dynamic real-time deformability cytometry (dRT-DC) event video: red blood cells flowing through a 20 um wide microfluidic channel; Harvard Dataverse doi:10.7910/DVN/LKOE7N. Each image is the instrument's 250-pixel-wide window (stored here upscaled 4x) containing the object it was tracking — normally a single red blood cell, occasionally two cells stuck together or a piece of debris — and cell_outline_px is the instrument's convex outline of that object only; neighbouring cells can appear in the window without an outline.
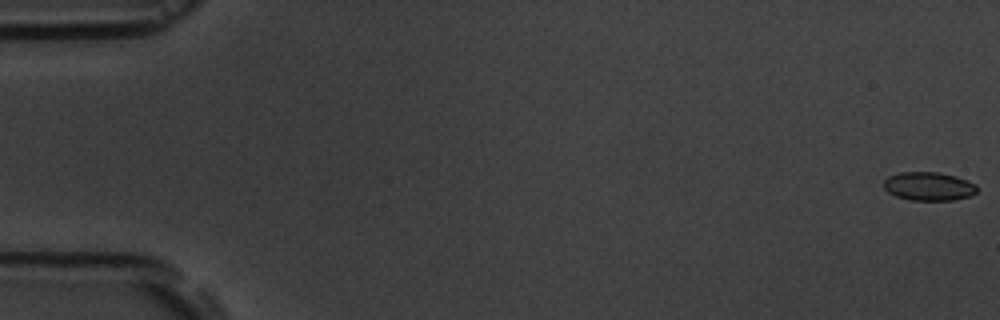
{"species": "common noctule bat (a hibernating species)", "species_latin": "Nyctalus noctula", "temperature_condition": "room temperature", "stored_images_in_passage": 6, "camera_frame_rate_fps": 3000, "um_per_image_px": 0.085, "animal": {"sex": "male", "body_mass_g": 19.5, "forearm_length_mm": 54.6}, "frame": {"image": 1, "passage_image": 1, "time_ms": 0.0, "image_size_px": [1000, 320], "cell_outline_px": [[976, 192], [972, 196], [952, 200], [908, 200], [896, 196], [888, 192], [884, 188], [884, 180], [888, 176], [900, 172], [940, 172], [956, 176], [968, 180], [976, 184]], "centroid_in_image_um": [78.95, 15.83], "position_along_channel_um": 6.1, "area_um2": 15.66}}
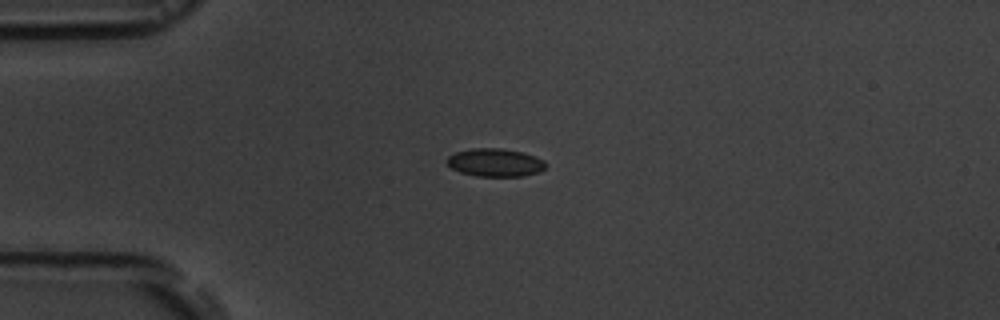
{"frame": {"image": 2, "passage_image": 5, "time_ms": 4.667, "image_size_px": [1000, 320], "cell_outline_px": [[548, 164], [540, 172], [524, 176], [476, 176], [460, 172], [452, 168], [444, 160], [448, 156], [456, 152], [472, 148], [504, 148], [524, 152], [536, 156], [544, 160]], "centroid_in_image_um": [42.11, 13.81], "position_along_channel_um": 42.9, "area_um2": 16.42}}